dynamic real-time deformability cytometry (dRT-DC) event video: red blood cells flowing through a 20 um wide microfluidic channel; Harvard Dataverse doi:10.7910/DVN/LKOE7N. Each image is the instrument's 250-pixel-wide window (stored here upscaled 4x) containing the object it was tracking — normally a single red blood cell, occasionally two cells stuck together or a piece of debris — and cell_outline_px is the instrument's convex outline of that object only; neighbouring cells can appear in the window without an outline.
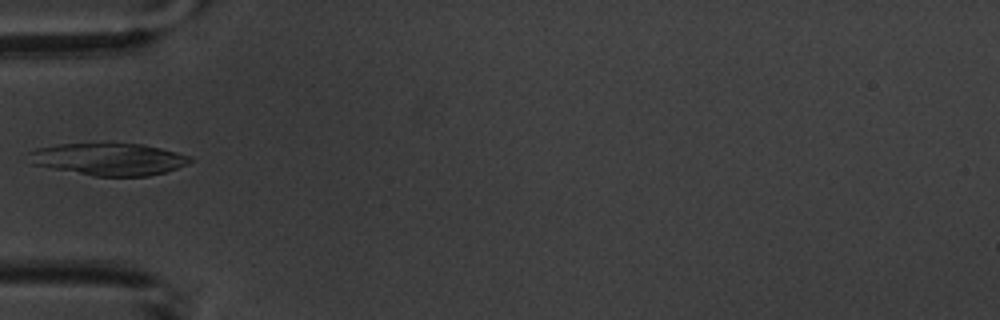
{"species": "common noctule bat (a hibernating species)", "species_latin": "Nyctalus noctula", "temperature_condition": "warm", "stored_images_in_passage": 4, "camera_frame_rate_fps": 3000, "um_per_image_px": 0.085, "animal": {"sex": "male", "body_mass_g": 20.1, "forearm_length_mm": 53.5}, "frame": {"image": 1, "passage_image": 3, "time_ms": 2.333, "image_size_px": [1000, 320], "cell_outline_px": [[192, 160], [188, 164], [164, 172], [148, 176], [96, 176], [52, 168], [32, 164], [28, 152], [36, 148], [56, 144], [140, 144], [160, 148], [192, 156]], "centroid_in_image_um": [9.25, 13.53], "position_along_channel_um": 75.7, "area_um2": 29.88}}
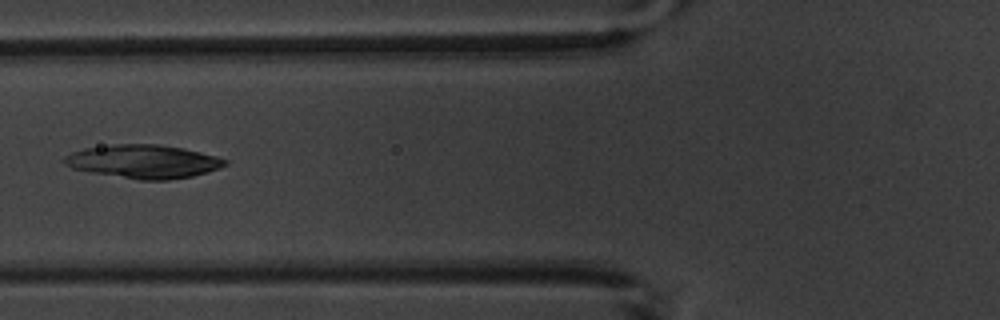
{"frame": {"image": 2, "passage_image": 4, "time_ms": 3.333, "image_size_px": [1000, 320], "cell_outline_px": [[228, 164], [220, 168], [208, 172], [192, 176], [168, 180], [140, 180], [92, 172], [72, 168], [64, 164], [64, 156], [72, 152], [84, 148], [112, 144], [160, 144], [184, 148], [216, 156], [228, 160]], "centroid_in_image_um": [12.22, 13.72], "position_along_channel_um": 113.6, "area_um2": 31.39}}